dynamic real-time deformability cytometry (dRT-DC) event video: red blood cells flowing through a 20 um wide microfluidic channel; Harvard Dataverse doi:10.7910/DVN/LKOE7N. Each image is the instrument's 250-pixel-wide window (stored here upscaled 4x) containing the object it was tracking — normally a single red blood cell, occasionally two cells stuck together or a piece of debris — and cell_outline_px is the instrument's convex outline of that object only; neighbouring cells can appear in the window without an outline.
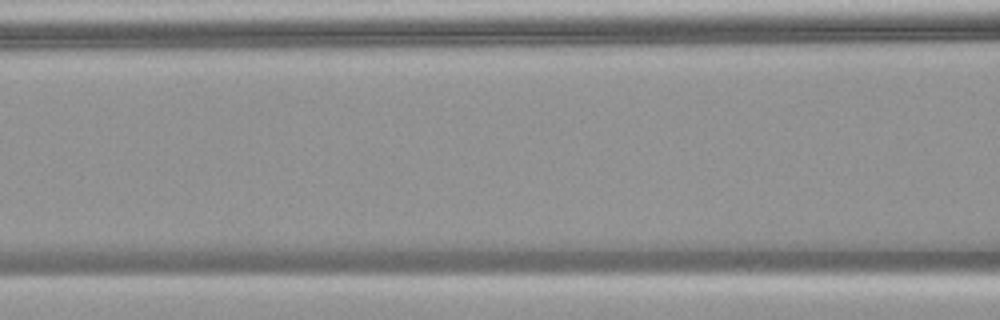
{"species": "common noctule bat (a hibernating species)", "species_latin": "Nyctalus noctula", "temperature_condition": "warm", "stored_images_in_passage": 9, "camera_frame_rate_fps": 3000, "um_per_image_px": 0.085, "animal": {"sex": "female", "body_mass_g": 18.4}, "frame": {"image": 1, "passage_image": 3, "time_ms": 0.667, "image_size_px": [1000, 320], "cell_outline_px": [[184, 252], [100, 256], [64, 256], [56, 252], [60, 236], [164, 240]], "centroid_in_image_um": [9.49, 20.96], "position_along_channel_um": 157.1, "area_um2": 13.99}}